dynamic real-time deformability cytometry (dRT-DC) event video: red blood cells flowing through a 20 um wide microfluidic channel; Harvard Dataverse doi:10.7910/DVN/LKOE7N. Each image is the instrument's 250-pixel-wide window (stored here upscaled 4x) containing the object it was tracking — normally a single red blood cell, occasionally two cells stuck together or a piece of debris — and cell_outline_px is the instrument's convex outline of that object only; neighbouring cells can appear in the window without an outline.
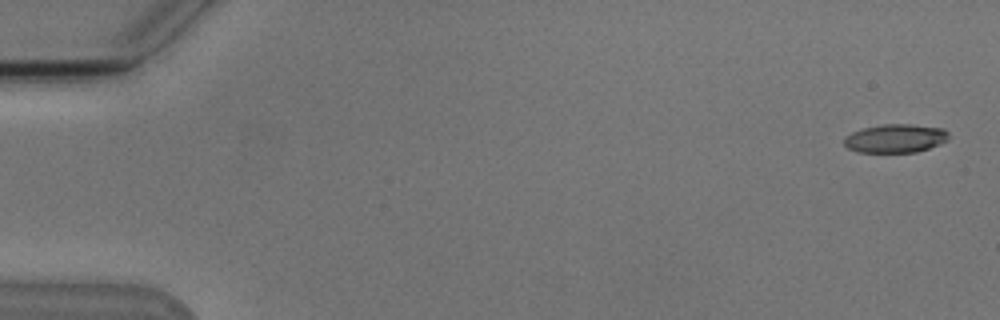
{"species": "Egyptian fruit bat (a non-hibernating species)", "species_latin": "Rousettus aegyptiacus", "temperature_condition": "cold", "stored_images_in_passage": 2, "camera_frame_rate_fps": 3000, "um_per_image_px": 0.085, "animal": {"sex": "male"}, "frame": {"image": 1, "passage_image": 1, "time_ms": 0.0, "image_size_px": [1000, 320], "cell_outline_px": [[948, 140], [940, 144], [916, 152], [860, 152], [848, 148], [844, 144], [844, 136], [852, 132], [864, 128], [884, 124], [912, 124], [944, 128], [948, 132]], "centroid_in_image_um": [76.12, 11.76], "position_along_channel_um": 8.9, "area_um2": 17.4}}